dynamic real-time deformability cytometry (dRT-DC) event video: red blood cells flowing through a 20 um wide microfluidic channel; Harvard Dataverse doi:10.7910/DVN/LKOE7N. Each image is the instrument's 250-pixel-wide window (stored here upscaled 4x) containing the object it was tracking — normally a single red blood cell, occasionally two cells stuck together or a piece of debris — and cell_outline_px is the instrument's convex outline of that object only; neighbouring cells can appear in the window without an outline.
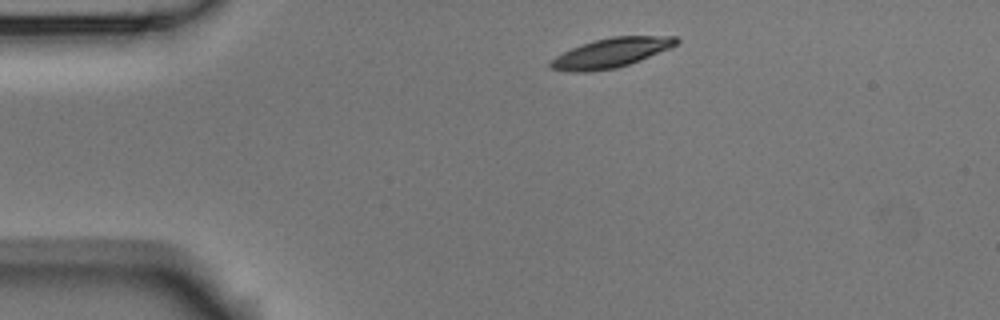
{"species": "Egyptian fruit bat (a non-hibernating species)", "species_latin": "Rousettus aegyptiacus", "temperature_condition": "room temperature", "stored_images_in_passage": 3, "camera_frame_rate_fps": 3000, "um_per_image_px": 0.085, "animal": {"sex": "male"}, "frame": {"image": 1, "passage_image": 1, "time_ms": 0.0, "image_size_px": [1000, 320], "cell_outline_px": [[680, 40], [676, 44], [668, 48], [640, 60], [616, 68], [588, 72], [568, 72], [548, 68], [548, 64], [556, 56], [580, 44], [612, 36], [676, 36]], "centroid_in_image_um": [51.89, 4.5], "position_along_channel_um": 33.1, "area_um2": 21.44}}
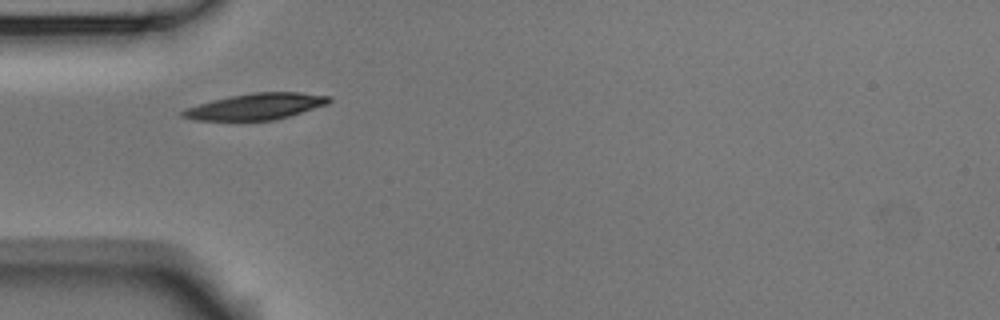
{"frame": {"image": 2, "passage_image": 2, "time_ms": 0.333, "image_size_px": [1000, 320], "cell_outline_px": [[332, 100], [328, 104], [288, 116], [272, 120], [196, 120], [180, 116], [180, 112], [188, 108], [212, 100], [252, 92], [300, 92], [332, 96]], "centroid_in_image_um": [21.8, 9.04], "position_along_channel_um": 63.2, "area_um2": 22.14}}
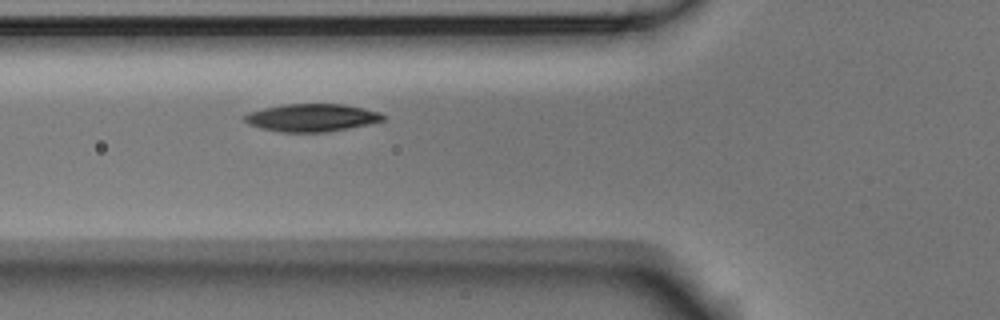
{"frame": {"image": 3, "passage_image": 3, "time_ms": 0.667, "image_size_px": [1000, 320], "cell_outline_px": [[384, 120], [368, 124], [328, 132], [280, 132], [260, 128], [248, 124], [240, 116], [248, 112], [264, 108], [284, 104], [344, 104], [364, 108], [380, 112], [384, 116]], "centroid_in_image_um": [26.45, 10.0], "position_along_channel_um": 99.3, "area_um2": 22.48}}